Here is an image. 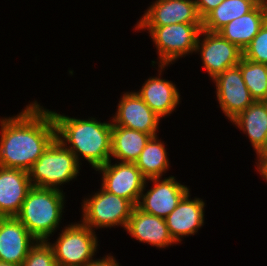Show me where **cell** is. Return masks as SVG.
<instances>
[{
	"instance_id": "cell-33",
	"label": "cell",
	"mask_w": 267,
	"mask_h": 266,
	"mask_svg": "<svg viewBox=\"0 0 267 266\" xmlns=\"http://www.w3.org/2000/svg\"><path fill=\"white\" fill-rule=\"evenodd\" d=\"M4 219H5V216L2 213H0V224Z\"/></svg>"
},
{
	"instance_id": "cell-31",
	"label": "cell",
	"mask_w": 267,
	"mask_h": 266,
	"mask_svg": "<svg viewBox=\"0 0 267 266\" xmlns=\"http://www.w3.org/2000/svg\"><path fill=\"white\" fill-rule=\"evenodd\" d=\"M0 266H18V265L0 261Z\"/></svg>"
},
{
	"instance_id": "cell-12",
	"label": "cell",
	"mask_w": 267,
	"mask_h": 266,
	"mask_svg": "<svg viewBox=\"0 0 267 266\" xmlns=\"http://www.w3.org/2000/svg\"><path fill=\"white\" fill-rule=\"evenodd\" d=\"M160 119L135 91L125 92L112 118V126H122L156 136Z\"/></svg>"
},
{
	"instance_id": "cell-24",
	"label": "cell",
	"mask_w": 267,
	"mask_h": 266,
	"mask_svg": "<svg viewBox=\"0 0 267 266\" xmlns=\"http://www.w3.org/2000/svg\"><path fill=\"white\" fill-rule=\"evenodd\" d=\"M238 66L251 97L255 101H267V64L242 57Z\"/></svg>"
},
{
	"instance_id": "cell-1",
	"label": "cell",
	"mask_w": 267,
	"mask_h": 266,
	"mask_svg": "<svg viewBox=\"0 0 267 266\" xmlns=\"http://www.w3.org/2000/svg\"><path fill=\"white\" fill-rule=\"evenodd\" d=\"M0 166L29 171L56 138L51 111L32 102L16 116L0 119Z\"/></svg>"
},
{
	"instance_id": "cell-30",
	"label": "cell",
	"mask_w": 267,
	"mask_h": 266,
	"mask_svg": "<svg viewBox=\"0 0 267 266\" xmlns=\"http://www.w3.org/2000/svg\"><path fill=\"white\" fill-rule=\"evenodd\" d=\"M256 6L267 8V0H250Z\"/></svg>"
},
{
	"instance_id": "cell-18",
	"label": "cell",
	"mask_w": 267,
	"mask_h": 266,
	"mask_svg": "<svg viewBox=\"0 0 267 266\" xmlns=\"http://www.w3.org/2000/svg\"><path fill=\"white\" fill-rule=\"evenodd\" d=\"M231 122L247 134L256 152L258 165L265 158L267 101H254Z\"/></svg>"
},
{
	"instance_id": "cell-23",
	"label": "cell",
	"mask_w": 267,
	"mask_h": 266,
	"mask_svg": "<svg viewBox=\"0 0 267 266\" xmlns=\"http://www.w3.org/2000/svg\"><path fill=\"white\" fill-rule=\"evenodd\" d=\"M256 5L250 0H223L202 19V29L218 32L232 20L250 12Z\"/></svg>"
},
{
	"instance_id": "cell-13",
	"label": "cell",
	"mask_w": 267,
	"mask_h": 266,
	"mask_svg": "<svg viewBox=\"0 0 267 266\" xmlns=\"http://www.w3.org/2000/svg\"><path fill=\"white\" fill-rule=\"evenodd\" d=\"M202 24L195 0H156L136 26H165L169 24Z\"/></svg>"
},
{
	"instance_id": "cell-2",
	"label": "cell",
	"mask_w": 267,
	"mask_h": 266,
	"mask_svg": "<svg viewBox=\"0 0 267 266\" xmlns=\"http://www.w3.org/2000/svg\"><path fill=\"white\" fill-rule=\"evenodd\" d=\"M51 114L56 128V139L75 155L78 163L82 156L96 170L112 159V122L102 123L92 117L71 118L56 111H51Z\"/></svg>"
},
{
	"instance_id": "cell-10",
	"label": "cell",
	"mask_w": 267,
	"mask_h": 266,
	"mask_svg": "<svg viewBox=\"0 0 267 266\" xmlns=\"http://www.w3.org/2000/svg\"><path fill=\"white\" fill-rule=\"evenodd\" d=\"M147 181L154 183L153 188L148 191L145 188ZM189 190L186 185L179 183L174 176H169L163 180L161 177L147 179L136 207L145 213L165 219Z\"/></svg>"
},
{
	"instance_id": "cell-20",
	"label": "cell",
	"mask_w": 267,
	"mask_h": 266,
	"mask_svg": "<svg viewBox=\"0 0 267 266\" xmlns=\"http://www.w3.org/2000/svg\"><path fill=\"white\" fill-rule=\"evenodd\" d=\"M266 21L267 8L255 6L250 12L232 20L218 32L224 39L244 51Z\"/></svg>"
},
{
	"instance_id": "cell-9",
	"label": "cell",
	"mask_w": 267,
	"mask_h": 266,
	"mask_svg": "<svg viewBox=\"0 0 267 266\" xmlns=\"http://www.w3.org/2000/svg\"><path fill=\"white\" fill-rule=\"evenodd\" d=\"M117 163L112 164L110 159L105 165L96 169L102 173L101 186L106 191L123 197L136 206L147 179L135 163Z\"/></svg>"
},
{
	"instance_id": "cell-17",
	"label": "cell",
	"mask_w": 267,
	"mask_h": 266,
	"mask_svg": "<svg viewBox=\"0 0 267 266\" xmlns=\"http://www.w3.org/2000/svg\"><path fill=\"white\" fill-rule=\"evenodd\" d=\"M127 233L139 242L148 243L157 248H166L175 244L165 219L145 213L136 206L125 228Z\"/></svg>"
},
{
	"instance_id": "cell-8",
	"label": "cell",
	"mask_w": 267,
	"mask_h": 266,
	"mask_svg": "<svg viewBox=\"0 0 267 266\" xmlns=\"http://www.w3.org/2000/svg\"><path fill=\"white\" fill-rule=\"evenodd\" d=\"M201 36L204 37L202 40L200 39ZM196 52H200L203 67L211 79H214L227 68L238 65L243 57V51L224 39L219 32L203 29L197 40Z\"/></svg>"
},
{
	"instance_id": "cell-27",
	"label": "cell",
	"mask_w": 267,
	"mask_h": 266,
	"mask_svg": "<svg viewBox=\"0 0 267 266\" xmlns=\"http://www.w3.org/2000/svg\"><path fill=\"white\" fill-rule=\"evenodd\" d=\"M223 0H195L198 15L203 19L209 12L222 3Z\"/></svg>"
},
{
	"instance_id": "cell-4",
	"label": "cell",
	"mask_w": 267,
	"mask_h": 266,
	"mask_svg": "<svg viewBox=\"0 0 267 266\" xmlns=\"http://www.w3.org/2000/svg\"><path fill=\"white\" fill-rule=\"evenodd\" d=\"M79 167L75 155L55 138L28 173L33 187L61 190L77 177Z\"/></svg>"
},
{
	"instance_id": "cell-7",
	"label": "cell",
	"mask_w": 267,
	"mask_h": 266,
	"mask_svg": "<svg viewBox=\"0 0 267 266\" xmlns=\"http://www.w3.org/2000/svg\"><path fill=\"white\" fill-rule=\"evenodd\" d=\"M61 231L55 243L48 242L58 266H87L98 248L95 231L79 222Z\"/></svg>"
},
{
	"instance_id": "cell-14",
	"label": "cell",
	"mask_w": 267,
	"mask_h": 266,
	"mask_svg": "<svg viewBox=\"0 0 267 266\" xmlns=\"http://www.w3.org/2000/svg\"><path fill=\"white\" fill-rule=\"evenodd\" d=\"M37 240L16 217L0 224V261L21 266Z\"/></svg>"
},
{
	"instance_id": "cell-16",
	"label": "cell",
	"mask_w": 267,
	"mask_h": 266,
	"mask_svg": "<svg viewBox=\"0 0 267 266\" xmlns=\"http://www.w3.org/2000/svg\"><path fill=\"white\" fill-rule=\"evenodd\" d=\"M32 187L28 171L0 166V213L15 217Z\"/></svg>"
},
{
	"instance_id": "cell-21",
	"label": "cell",
	"mask_w": 267,
	"mask_h": 266,
	"mask_svg": "<svg viewBox=\"0 0 267 266\" xmlns=\"http://www.w3.org/2000/svg\"><path fill=\"white\" fill-rule=\"evenodd\" d=\"M151 137L137 130L112 126L110 157L119 159V162L135 163Z\"/></svg>"
},
{
	"instance_id": "cell-6",
	"label": "cell",
	"mask_w": 267,
	"mask_h": 266,
	"mask_svg": "<svg viewBox=\"0 0 267 266\" xmlns=\"http://www.w3.org/2000/svg\"><path fill=\"white\" fill-rule=\"evenodd\" d=\"M82 201L83 218L80 222L93 231L119 225L125 230L135 207L129 200L106 191L102 186L100 191Z\"/></svg>"
},
{
	"instance_id": "cell-3",
	"label": "cell",
	"mask_w": 267,
	"mask_h": 266,
	"mask_svg": "<svg viewBox=\"0 0 267 266\" xmlns=\"http://www.w3.org/2000/svg\"><path fill=\"white\" fill-rule=\"evenodd\" d=\"M64 196L63 190L32 187L15 217L37 241H48L62 220Z\"/></svg>"
},
{
	"instance_id": "cell-22",
	"label": "cell",
	"mask_w": 267,
	"mask_h": 266,
	"mask_svg": "<svg viewBox=\"0 0 267 266\" xmlns=\"http://www.w3.org/2000/svg\"><path fill=\"white\" fill-rule=\"evenodd\" d=\"M164 146V142H161L157 135L152 136L135 161L146 179L162 178L163 173L168 171L170 163Z\"/></svg>"
},
{
	"instance_id": "cell-19",
	"label": "cell",
	"mask_w": 267,
	"mask_h": 266,
	"mask_svg": "<svg viewBox=\"0 0 267 266\" xmlns=\"http://www.w3.org/2000/svg\"><path fill=\"white\" fill-rule=\"evenodd\" d=\"M169 80L161 77H150L136 93L160 118L170 115L178 106L180 93Z\"/></svg>"
},
{
	"instance_id": "cell-28",
	"label": "cell",
	"mask_w": 267,
	"mask_h": 266,
	"mask_svg": "<svg viewBox=\"0 0 267 266\" xmlns=\"http://www.w3.org/2000/svg\"><path fill=\"white\" fill-rule=\"evenodd\" d=\"M87 266H120L117 260L111 256L106 255V257H103L102 259H94L92 260Z\"/></svg>"
},
{
	"instance_id": "cell-5",
	"label": "cell",
	"mask_w": 267,
	"mask_h": 266,
	"mask_svg": "<svg viewBox=\"0 0 267 266\" xmlns=\"http://www.w3.org/2000/svg\"><path fill=\"white\" fill-rule=\"evenodd\" d=\"M147 29L158 54L159 76L167 65L189 53L196 52L202 24H169L165 26H135V30Z\"/></svg>"
},
{
	"instance_id": "cell-32",
	"label": "cell",
	"mask_w": 267,
	"mask_h": 266,
	"mask_svg": "<svg viewBox=\"0 0 267 266\" xmlns=\"http://www.w3.org/2000/svg\"><path fill=\"white\" fill-rule=\"evenodd\" d=\"M267 156V136H266V142H265V157Z\"/></svg>"
},
{
	"instance_id": "cell-29",
	"label": "cell",
	"mask_w": 267,
	"mask_h": 266,
	"mask_svg": "<svg viewBox=\"0 0 267 266\" xmlns=\"http://www.w3.org/2000/svg\"><path fill=\"white\" fill-rule=\"evenodd\" d=\"M258 172L261 177L267 181V156L257 165Z\"/></svg>"
},
{
	"instance_id": "cell-25",
	"label": "cell",
	"mask_w": 267,
	"mask_h": 266,
	"mask_svg": "<svg viewBox=\"0 0 267 266\" xmlns=\"http://www.w3.org/2000/svg\"><path fill=\"white\" fill-rule=\"evenodd\" d=\"M21 266H58L48 241H37Z\"/></svg>"
},
{
	"instance_id": "cell-11",
	"label": "cell",
	"mask_w": 267,
	"mask_h": 266,
	"mask_svg": "<svg viewBox=\"0 0 267 266\" xmlns=\"http://www.w3.org/2000/svg\"><path fill=\"white\" fill-rule=\"evenodd\" d=\"M212 80L216 84L217 101L230 121L255 101L245 85L238 65L227 68Z\"/></svg>"
},
{
	"instance_id": "cell-15",
	"label": "cell",
	"mask_w": 267,
	"mask_h": 266,
	"mask_svg": "<svg viewBox=\"0 0 267 266\" xmlns=\"http://www.w3.org/2000/svg\"><path fill=\"white\" fill-rule=\"evenodd\" d=\"M188 191L179 201L177 207L165 218L169 234L176 242L182 237L194 235L204 225L205 202L200 198L189 199Z\"/></svg>"
},
{
	"instance_id": "cell-26",
	"label": "cell",
	"mask_w": 267,
	"mask_h": 266,
	"mask_svg": "<svg viewBox=\"0 0 267 266\" xmlns=\"http://www.w3.org/2000/svg\"><path fill=\"white\" fill-rule=\"evenodd\" d=\"M243 58L267 64V21L243 51Z\"/></svg>"
}]
</instances>
